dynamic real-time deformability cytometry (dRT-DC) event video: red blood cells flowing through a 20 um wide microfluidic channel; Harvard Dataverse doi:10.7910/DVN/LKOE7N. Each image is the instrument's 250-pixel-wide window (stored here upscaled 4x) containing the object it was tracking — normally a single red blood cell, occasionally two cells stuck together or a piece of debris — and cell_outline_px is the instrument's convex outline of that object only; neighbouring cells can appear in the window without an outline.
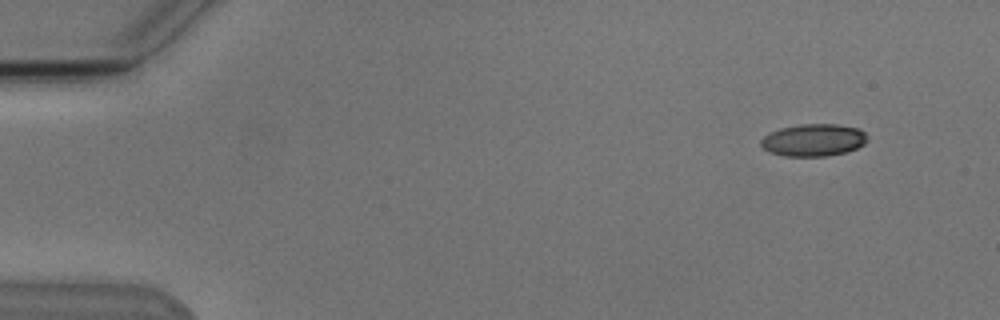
{"species": "Egyptian fruit bat (a non-hibernating species)", "species_latin": "Rousettus aegyptiacus", "temperature_condition": "cold", "stored_images_in_passage": 6, "camera_frame_rate_fps": 3000, "um_per_image_px": 0.085, "animal": {"sex": "male"}, "frame": {"image": 1, "passage_image": 1, "time_ms": 0.0, "image_size_px": [1000, 320], "cell_outline_px": [[868, 140], [864, 144], [848, 152], [824, 156], [784, 156], [772, 152], [764, 148], [760, 144], [760, 140], [764, 136], [780, 128], [800, 124], [836, 124], [860, 128], [864, 132]], "centroid_in_image_um": [69.18, 11.9], "position_along_channel_um": 15.8, "area_um2": 20.0}}
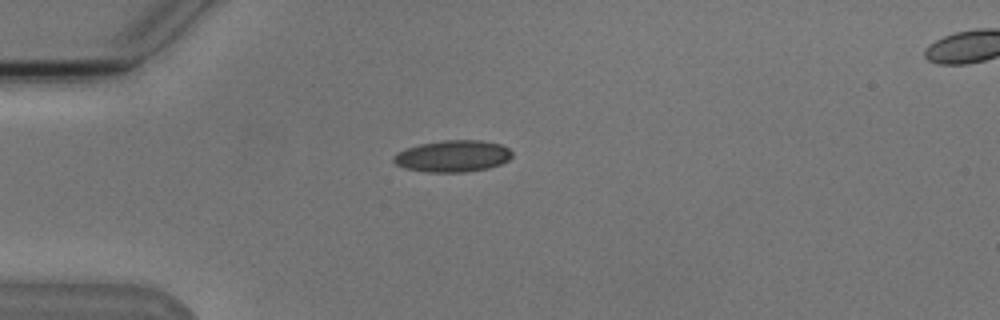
{"frame": {"image": 2, "passage_image": 4, "time_ms": 3.333, "image_size_px": [1000, 320], "cell_outline_px": [[512, 156], [508, 160], [500, 164], [488, 168], [464, 172], [428, 172], [404, 168], [396, 164], [392, 160], [392, 156], [396, 152], [420, 144], [440, 140], [480, 140], [500, 144], [508, 148], [512, 152]], "centroid_in_image_um": [38.46, 13.27], "position_along_channel_um": 46.5, "area_um2": 21.91}}